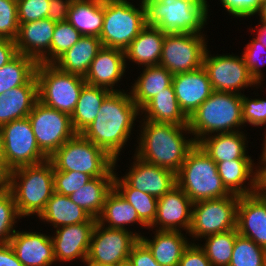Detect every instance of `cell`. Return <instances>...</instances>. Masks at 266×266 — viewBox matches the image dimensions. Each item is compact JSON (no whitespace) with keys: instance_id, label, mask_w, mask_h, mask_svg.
Listing matches in <instances>:
<instances>
[{"instance_id":"48","label":"cell","mask_w":266,"mask_h":266,"mask_svg":"<svg viewBox=\"0 0 266 266\" xmlns=\"http://www.w3.org/2000/svg\"><path fill=\"white\" fill-rule=\"evenodd\" d=\"M224 8L236 17H251L257 14L261 4L259 0H220Z\"/></svg>"},{"instance_id":"19","label":"cell","mask_w":266,"mask_h":266,"mask_svg":"<svg viewBox=\"0 0 266 266\" xmlns=\"http://www.w3.org/2000/svg\"><path fill=\"white\" fill-rule=\"evenodd\" d=\"M135 162L123 179L134 189L160 198L177 185L176 173L147 163L135 156Z\"/></svg>"},{"instance_id":"11","label":"cell","mask_w":266,"mask_h":266,"mask_svg":"<svg viewBox=\"0 0 266 266\" xmlns=\"http://www.w3.org/2000/svg\"><path fill=\"white\" fill-rule=\"evenodd\" d=\"M238 201L239 196L231 194L193 203L190 236L198 239L236 229Z\"/></svg>"},{"instance_id":"36","label":"cell","mask_w":266,"mask_h":266,"mask_svg":"<svg viewBox=\"0 0 266 266\" xmlns=\"http://www.w3.org/2000/svg\"><path fill=\"white\" fill-rule=\"evenodd\" d=\"M113 188L114 177H93L69 198L92 218L97 219L101 214L107 195Z\"/></svg>"},{"instance_id":"56","label":"cell","mask_w":266,"mask_h":266,"mask_svg":"<svg viewBox=\"0 0 266 266\" xmlns=\"http://www.w3.org/2000/svg\"><path fill=\"white\" fill-rule=\"evenodd\" d=\"M259 30L256 39L266 48V21L260 20Z\"/></svg>"},{"instance_id":"59","label":"cell","mask_w":266,"mask_h":266,"mask_svg":"<svg viewBox=\"0 0 266 266\" xmlns=\"http://www.w3.org/2000/svg\"><path fill=\"white\" fill-rule=\"evenodd\" d=\"M0 160H3V149H2L1 133H0Z\"/></svg>"},{"instance_id":"40","label":"cell","mask_w":266,"mask_h":266,"mask_svg":"<svg viewBox=\"0 0 266 266\" xmlns=\"http://www.w3.org/2000/svg\"><path fill=\"white\" fill-rule=\"evenodd\" d=\"M82 36L83 35L68 21L56 23L50 51L38 63L53 64Z\"/></svg>"},{"instance_id":"53","label":"cell","mask_w":266,"mask_h":266,"mask_svg":"<svg viewBox=\"0 0 266 266\" xmlns=\"http://www.w3.org/2000/svg\"><path fill=\"white\" fill-rule=\"evenodd\" d=\"M0 266H24L9 243L0 244Z\"/></svg>"},{"instance_id":"16","label":"cell","mask_w":266,"mask_h":266,"mask_svg":"<svg viewBox=\"0 0 266 266\" xmlns=\"http://www.w3.org/2000/svg\"><path fill=\"white\" fill-rule=\"evenodd\" d=\"M192 207L193 202L176 185L164 196L158 198L156 217L149 227L160 225L158 231H181L179 228H183L189 232L192 221Z\"/></svg>"},{"instance_id":"60","label":"cell","mask_w":266,"mask_h":266,"mask_svg":"<svg viewBox=\"0 0 266 266\" xmlns=\"http://www.w3.org/2000/svg\"><path fill=\"white\" fill-rule=\"evenodd\" d=\"M84 262L86 263L87 266H103V265H98V264L92 263L88 260H85Z\"/></svg>"},{"instance_id":"7","label":"cell","mask_w":266,"mask_h":266,"mask_svg":"<svg viewBox=\"0 0 266 266\" xmlns=\"http://www.w3.org/2000/svg\"><path fill=\"white\" fill-rule=\"evenodd\" d=\"M54 171H75L93 177H115V159L105 150L76 134L49 159Z\"/></svg>"},{"instance_id":"9","label":"cell","mask_w":266,"mask_h":266,"mask_svg":"<svg viewBox=\"0 0 266 266\" xmlns=\"http://www.w3.org/2000/svg\"><path fill=\"white\" fill-rule=\"evenodd\" d=\"M145 26L143 1L140 10L127 0L107 2L104 3V22L99 39L105 47L125 50Z\"/></svg>"},{"instance_id":"46","label":"cell","mask_w":266,"mask_h":266,"mask_svg":"<svg viewBox=\"0 0 266 266\" xmlns=\"http://www.w3.org/2000/svg\"><path fill=\"white\" fill-rule=\"evenodd\" d=\"M242 120L254 126L266 125V100L242 95Z\"/></svg>"},{"instance_id":"26","label":"cell","mask_w":266,"mask_h":266,"mask_svg":"<svg viewBox=\"0 0 266 266\" xmlns=\"http://www.w3.org/2000/svg\"><path fill=\"white\" fill-rule=\"evenodd\" d=\"M246 137L240 131L217 133L204 137L197 144L215 163L235 159H251L246 155Z\"/></svg>"},{"instance_id":"20","label":"cell","mask_w":266,"mask_h":266,"mask_svg":"<svg viewBox=\"0 0 266 266\" xmlns=\"http://www.w3.org/2000/svg\"><path fill=\"white\" fill-rule=\"evenodd\" d=\"M172 85L177 102L188 118L213 92L208 74L203 67L173 75Z\"/></svg>"},{"instance_id":"47","label":"cell","mask_w":266,"mask_h":266,"mask_svg":"<svg viewBox=\"0 0 266 266\" xmlns=\"http://www.w3.org/2000/svg\"><path fill=\"white\" fill-rule=\"evenodd\" d=\"M262 52L264 53V55H266V48L255 38L247 44L246 49L242 55L250 76L255 80L257 84H259L262 80L260 65L265 64L264 62L261 63L259 59Z\"/></svg>"},{"instance_id":"31","label":"cell","mask_w":266,"mask_h":266,"mask_svg":"<svg viewBox=\"0 0 266 266\" xmlns=\"http://www.w3.org/2000/svg\"><path fill=\"white\" fill-rule=\"evenodd\" d=\"M67 21L82 35L99 37L104 22V3L97 0H73Z\"/></svg>"},{"instance_id":"49","label":"cell","mask_w":266,"mask_h":266,"mask_svg":"<svg viewBox=\"0 0 266 266\" xmlns=\"http://www.w3.org/2000/svg\"><path fill=\"white\" fill-rule=\"evenodd\" d=\"M178 266H212L205 251L197 244L191 243L184 250Z\"/></svg>"},{"instance_id":"18","label":"cell","mask_w":266,"mask_h":266,"mask_svg":"<svg viewBox=\"0 0 266 266\" xmlns=\"http://www.w3.org/2000/svg\"><path fill=\"white\" fill-rule=\"evenodd\" d=\"M236 228L238 234L266 250V197L257 192L239 196Z\"/></svg>"},{"instance_id":"41","label":"cell","mask_w":266,"mask_h":266,"mask_svg":"<svg viewBox=\"0 0 266 266\" xmlns=\"http://www.w3.org/2000/svg\"><path fill=\"white\" fill-rule=\"evenodd\" d=\"M266 250L253 240L238 234L229 266H265Z\"/></svg>"},{"instance_id":"10","label":"cell","mask_w":266,"mask_h":266,"mask_svg":"<svg viewBox=\"0 0 266 266\" xmlns=\"http://www.w3.org/2000/svg\"><path fill=\"white\" fill-rule=\"evenodd\" d=\"M0 133L3 160L10 170L48 160L37 144L28 117L2 125Z\"/></svg>"},{"instance_id":"39","label":"cell","mask_w":266,"mask_h":266,"mask_svg":"<svg viewBox=\"0 0 266 266\" xmlns=\"http://www.w3.org/2000/svg\"><path fill=\"white\" fill-rule=\"evenodd\" d=\"M237 235L236 228L205 237L207 239L205 246L201 248L212 266H229Z\"/></svg>"},{"instance_id":"32","label":"cell","mask_w":266,"mask_h":266,"mask_svg":"<svg viewBox=\"0 0 266 266\" xmlns=\"http://www.w3.org/2000/svg\"><path fill=\"white\" fill-rule=\"evenodd\" d=\"M173 74L165 67L153 65L144 68L131 89L132 100L141 109L149 100L172 84Z\"/></svg>"},{"instance_id":"23","label":"cell","mask_w":266,"mask_h":266,"mask_svg":"<svg viewBox=\"0 0 266 266\" xmlns=\"http://www.w3.org/2000/svg\"><path fill=\"white\" fill-rule=\"evenodd\" d=\"M55 25L48 18L19 24L14 40L17 52L39 62L50 51Z\"/></svg>"},{"instance_id":"3","label":"cell","mask_w":266,"mask_h":266,"mask_svg":"<svg viewBox=\"0 0 266 266\" xmlns=\"http://www.w3.org/2000/svg\"><path fill=\"white\" fill-rule=\"evenodd\" d=\"M146 25L165 34H201L208 18L206 0H142Z\"/></svg>"},{"instance_id":"58","label":"cell","mask_w":266,"mask_h":266,"mask_svg":"<svg viewBox=\"0 0 266 266\" xmlns=\"http://www.w3.org/2000/svg\"><path fill=\"white\" fill-rule=\"evenodd\" d=\"M260 158H261V162H266V136L264 139V147H263L262 155Z\"/></svg>"},{"instance_id":"27","label":"cell","mask_w":266,"mask_h":266,"mask_svg":"<svg viewBox=\"0 0 266 266\" xmlns=\"http://www.w3.org/2000/svg\"><path fill=\"white\" fill-rule=\"evenodd\" d=\"M252 162V159H235L216 163L223 185L231 194L244 196L257 192V171H253ZM248 179L250 187H243Z\"/></svg>"},{"instance_id":"55","label":"cell","mask_w":266,"mask_h":266,"mask_svg":"<svg viewBox=\"0 0 266 266\" xmlns=\"http://www.w3.org/2000/svg\"><path fill=\"white\" fill-rule=\"evenodd\" d=\"M260 164L264 165L255 170L257 171V193H266V162Z\"/></svg>"},{"instance_id":"24","label":"cell","mask_w":266,"mask_h":266,"mask_svg":"<svg viewBox=\"0 0 266 266\" xmlns=\"http://www.w3.org/2000/svg\"><path fill=\"white\" fill-rule=\"evenodd\" d=\"M38 101L36 75L27 84L0 94V127L11 121L28 117Z\"/></svg>"},{"instance_id":"50","label":"cell","mask_w":266,"mask_h":266,"mask_svg":"<svg viewBox=\"0 0 266 266\" xmlns=\"http://www.w3.org/2000/svg\"><path fill=\"white\" fill-rule=\"evenodd\" d=\"M128 263L131 266H161L153 258L149 248L139 239L129 254Z\"/></svg>"},{"instance_id":"45","label":"cell","mask_w":266,"mask_h":266,"mask_svg":"<svg viewBox=\"0 0 266 266\" xmlns=\"http://www.w3.org/2000/svg\"><path fill=\"white\" fill-rule=\"evenodd\" d=\"M50 0H17L19 24L48 18Z\"/></svg>"},{"instance_id":"51","label":"cell","mask_w":266,"mask_h":266,"mask_svg":"<svg viewBox=\"0 0 266 266\" xmlns=\"http://www.w3.org/2000/svg\"><path fill=\"white\" fill-rule=\"evenodd\" d=\"M72 1L73 0H50L48 19L56 23L67 21Z\"/></svg>"},{"instance_id":"30","label":"cell","mask_w":266,"mask_h":266,"mask_svg":"<svg viewBox=\"0 0 266 266\" xmlns=\"http://www.w3.org/2000/svg\"><path fill=\"white\" fill-rule=\"evenodd\" d=\"M142 110V111H141ZM145 120L157 123H169L188 126V117L181 110L174 92L173 85L158 93L149 100L141 109ZM147 114V116H146Z\"/></svg>"},{"instance_id":"37","label":"cell","mask_w":266,"mask_h":266,"mask_svg":"<svg viewBox=\"0 0 266 266\" xmlns=\"http://www.w3.org/2000/svg\"><path fill=\"white\" fill-rule=\"evenodd\" d=\"M37 65L32 57L18 53L0 68V94L27 84L36 75Z\"/></svg>"},{"instance_id":"6","label":"cell","mask_w":266,"mask_h":266,"mask_svg":"<svg viewBox=\"0 0 266 266\" xmlns=\"http://www.w3.org/2000/svg\"><path fill=\"white\" fill-rule=\"evenodd\" d=\"M176 181L193 203L231 195L223 185L216 163L198 144L188 152Z\"/></svg>"},{"instance_id":"35","label":"cell","mask_w":266,"mask_h":266,"mask_svg":"<svg viewBox=\"0 0 266 266\" xmlns=\"http://www.w3.org/2000/svg\"><path fill=\"white\" fill-rule=\"evenodd\" d=\"M107 222L108 228L127 230L125 225L138 223L148 227L138 216L133 206L125 200L122 195L113 188L105 199L101 214L97 218V223Z\"/></svg>"},{"instance_id":"42","label":"cell","mask_w":266,"mask_h":266,"mask_svg":"<svg viewBox=\"0 0 266 266\" xmlns=\"http://www.w3.org/2000/svg\"><path fill=\"white\" fill-rule=\"evenodd\" d=\"M21 216L18 213L14 196L11 191L0 194V244H7L16 232L13 228L16 218Z\"/></svg>"},{"instance_id":"28","label":"cell","mask_w":266,"mask_h":266,"mask_svg":"<svg viewBox=\"0 0 266 266\" xmlns=\"http://www.w3.org/2000/svg\"><path fill=\"white\" fill-rule=\"evenodd\" d=\"M102 47L99 37L83 35L53 64L62 71L85 77L91 62Z\"/></svg>"},{"instance_id":"64","label":"cell","mask_w":266,"mask_h":266,"mask_svg":"<svg viewBox=\"0 0 266 266\" xmlns=\"http://www.w3.org/2000/svg\"><path fill=\"white\" fill-rule=\"evenodd\" d=\"M258 194H260V195H263V196H265V197H266V193H258Z\"/></svg>"},{"instance_id":"34","label":"cell","mask_w":266,"mask_h":266,"mask_svg":"<svg viewBox=\"0 0 266 266\" xmlns=\"http://www.w3.org/2000/svg\"><path fill=\"white\" fill-rule=\"evenodd\" d=\"M111 93L110 90L85 84L80 92L76 107L71 114L74 131L80 134L96 118L101 104Z\"/></svg>"},{"instance_id":"13","label":"cell","mask_w":266,"mask_h":266,"mask_svg":"<svg viewBox=\"0 0 266 266\" xmlns=\"http://www.w3.org/2000/svg\"><path fill=\"white\" fill-rule=\"evenodd\" d=\"M105 224H95L86 260L103 266H120L128 263L129 254L139 241L140 233L105 228Z\"/></svg>"},{"instance_id":"8","label":"cell","mask_w":266,"mask_h":266,"mask_svg":"<svg viewBox=\"0 0 266 266\" xmlns=\"http://www.w3.org/2000/svg\"><path fill=\"white\" fill-rule=\"evenodd\" d=\"M36 78L39 101L71 116L86 84L84 77L62 71L54 64L38 63Z\"/></svg>"},{"instance_id":"25","label":"cell","mask_w":266,"mask_h":266,"mask_svg":"<svg viewBox=\"0 0 266 266\" xmlns=\"http://www.w3.org/2000/svg\"><path fill=\"white\" fill-rule=\"evenodd\" d=\"M164 37L161 29L146 25L124 50L125 58L142 67L159 65Z\"/></svg>"},{"instance_id":"62","label":"cell","mask_w":266,"mask_h":266,"mask_svg":"<svg viewBox=\"0 0 266 266\" xmlns=\"http://www.w3.org/2000/svg\"><path fill=\"white\" fill-rule=\"evenodd\" d=\"M120 266H131L129 263L122 264Z\"/></svg>"},{"instance_id":"22","label":"cell","mask_w":266,"mask_h":266,"mask_svg":"<svg viewBox=\"0 0 266 266\" xmlns=\"http://www.w3.org/2000/svg\"><path fill=\"white\" fill-rule=\"evenodd\" d=\"M9 244L24 266H51L56 261L51 236L16 231Z\"/></svg>"},{"instance_id":"57","label":"cell","mask_w":266,"mask_h":266,"mask_svg":"<svg viewBox=\"0 0 266 266\" xmlns=\"http://www.w3.org/2000/svg\"><path fill=\"white\" fill-rule=\"evenodd\" d=\"M259 14V16H260V20H264V21H266V2H263L262 4H261V7H260V10H259V12H258Z\"/></svg>"},{"instance_id":"2","label":"cell","mask_w":266,"mask_h":266,"mask_svg":"<svg viewBox=\"0 0 266 266\" xmlns=\"http://www.w3.org/2000/svg\"><path fill=\"white\" fill-rule=\"evenodd\" d=\"M140 142L134 156L178 173L188 152L196 145L193 138L185 139L183 131L191 134L188 126L144 120Z\"/></svg>"},{"instance_id":"61","label":"cell","mask_w":266,"mask_h":266,"mask_svg":"<svg viewBox=\"0 0 266 266\" xmlns=\"http://www.w3.org/2000/svg\"><path fill=\"white\" fill-rule=\"evenodd\" d=\"M101 3H107V2H115V1H125V0H97Z\"/></svg>"},{"instance_id":"54","label":"cell","mask_w":266,"mask_h":266,"mask_svg":"<svg viewBox=\"0 0 266 266\" xmlns=\"http://www.w3.org/2000/svg\"><path fill=\"white\" fill-rule=\"evenodd\" d=\"M10 169L0 160V194L10 190Z\"/></svg>"},{"instance_id":"4","label":"cell","mask_w":266,"mask_h":266,"mask_svg":"<svg viewBox=\"0 0 266 266\" xmlns=\"http://www.w3.org/2000/svg\"><path fill=\"white\" fill-rule=\"evenodd\" d=\"M241 125H244L242 94L232 92L213 91L188 118V128L195 135L196 144L206 135L215 132L217 134L239 131Z\"/></svg>"},{"instance_id":"29","label":"cell","mask_w":266,"mask_h":266,"mask_svg":"<svg viewBox=\"0 0 266 266\" xmlns=\"http://www.w3.org/2000/svg\"><path fill=\"white\" fill-rule=\"evenodd\" d=\"M153 240L144 236L140 240L149 248L153 258L161 266H178L184 250L189 246L180 231L156 230Z\"/></svg>"},{"instance_id":"52","label":"cell","mask_w":266,"mask_h":266,"mask_svg":"<svg viewBox=\"0 0 266 266\" xmlns=\"http://www.w3.org/2000/svg\"><path fill=\"white\" fill-rule=\"evenodd\" d=\"M18 54L14 40L0 38V68Z\"/></svg>"},{"instance_id":"44","label":"cell","mask_w":266,"mask_h":266,"mask_svg":"<svg viewBox=\"0 0 266 266\" xmlns=\"http://www.w3.org/2000/svg\"><path fill=\"white\" fill-rule=\"evenodd\" d=\"M18 28L17 0H0V38L15 40Z\"/></svg>"},{"instance_id":"12","label":"cell","mask_w":266,"mask_h":266,"mask_svg":"<svg viewBox=\"0 0 266 266\" xmlns=\"http://www.w3.org/2000/svg\"><path fill=\"white\" fill-rule=\"evenodd\" d=\"M41 152L49 159L67 140L77 133L70 115L49 108L38 101L28 115Z\"/></svg>"},{"instance_id":"17","label":"cell","mask_w":266,"mask_h":266,"mask_svg":"<svg viewBox=\"0 0 266 266\" xmlns=\"http://www.w3.org/2000/svg\"><path fill=\"white\" fill-rule=\"evenodd\" d=\"M97 219L90 218L87 222L56 228L53 241L54 257L56 261H72L87 258L91 236Z\"/></svg>"},{"instance_id":"43","label":"cell","mask_w":266,"mask_h":266,"mask_svg":"<svg viewBox=\"0 0 266 266\" xmlns=\"http://www.w3.org/2000/svg\"><path fill=\"white\" fill-rule=\"evenodd\" d=\"M92 177L89 174L75 171H54V192L70 196L86 185Z\"/></svg>"},{"instance_id":"63","label":"cell","mask_w":266,"mask_h":266,"mask_svg":"<svg viewBox=\"0 0 266 266\" xmlns=\"http://www.w3.org/2000/svg\"><path fill=\"white\" fill-rule=\"evenodd\" d=\"M260 4H262L263 2H266V0H259Z\"/></svg>"},{"instance_id":"14","label":"cell","mask_w":266,"mask_h":266,"mask_svg":"<svg viewBox=\"0 0 266 266\" xmlns=\"http://www.w3.org/2000/svg\"><path fill=\"white\" fill-rule=\"evenodd\" d=\"M203 35L165 34L159 65L173 75L200 69L207 51V43Z\"/></svg>"},{"instance_id":"1","label":"cell","mask_w":266,"mask_h":266,"mask_svg":"<svg viewBox=\"0 0 266 266\" xmlns=\"http://www.w3.org/2000/svg\"><path fill=\"white\" fill-rule=\"evenodd\" d=\"M140 109L131 93L111 92L101 104L95 120L80 134L105 150L115 164L122 147L128 141Z\"/></svg>"},{"instance_id":"33","label":"cell","mask_w":266,"mask_h":266,"mask_svg":"<svg viewBox=\"0 0 266 266\" xmlns=\"http://www.w3.org/2000/svg\"><path fill=\"white\" fill-rule=\"evenodd\" d=\"M42 221L49 222L53 227H63L87 222L91 216L75 204L69 196L53 193L45 209L38 216Z\"/></svg>"},{"instance_id":"15","label":"cell","mask_w":266,"mask_h":266,"mask_svg":"<svg viewBox=\"0 0 266 266\" xmlns=\"http://www.w3.org/2000/svg\"><path fill=\"white\" fill-rule=\"evenodd\" d=\"M207 50L202 67L206 70L213 91L241 94L244 87L258 85L250 76L243 56H211ZM211 56V57H210Z\"/></svg>"},{"instance_id":"38","label":"cell","mask_w":266,"mask_h":266,"mask_svg":"<svg viewBox=\"0 0 266 266\" xmlns=\"http://www.w3.org/2000/svg\"><path fill=\"white\" fill-rule=\"evenodd\" d=\"M114 188L137 211L139 218L148 226L154 222L158 199L151 194L132 188L123 178L114 177Z\"/></svg>"},{"instance_id":"5","label":"cell","mask_w":266,"mask_h":266,"mask_svg":"<svg viewBox=\"0 0 266 266\" xmlns=\"http://www.w3.org/2000/svg\"><path fill=\"white\" fill-rule=\"evenodd\" d=\"M10 191L21 218L31 214L39 216L54 193L53 164L47 160L11 170Z\"/></svg>"},{"instance_id":"21","label":"cell","mask_w":266,"mask_h":266,"mask_svg":"<svg viewBox=\"0 0 266 266\" xmlns=\"http://www.w3.org/2000/svg\"><path fill=\"white\" fill-rule=\"evenodd\" d=\"M124 50L103 46L91 62L84 77L87 84L118 92L114 85L124 75L126 62Z\"/></svg>"}]
</instances>
